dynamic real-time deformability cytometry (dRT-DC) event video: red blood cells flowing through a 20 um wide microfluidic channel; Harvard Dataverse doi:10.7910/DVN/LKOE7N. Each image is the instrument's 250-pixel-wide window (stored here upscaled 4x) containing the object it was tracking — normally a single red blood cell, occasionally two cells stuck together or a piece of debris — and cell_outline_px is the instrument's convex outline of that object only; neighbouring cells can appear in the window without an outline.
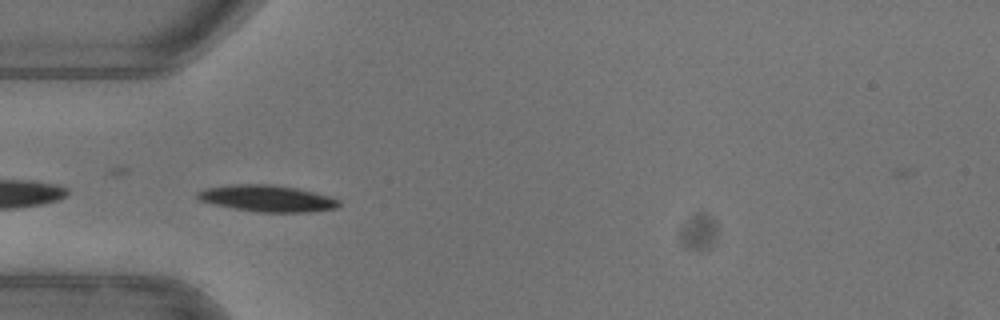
{"species": "common noctule bat (a hibernating species)", "species_latin": "Nyctalus noctula", "temperature_condition": "warm", "stored_images_in_passage": 3, "camera_frame_rate_fps": 3000, "um_per_image_px": 0.085, "animal": {"sex": "female"}, "frame": {"image": 1, "passage_image": 1, "time_ms": 0.0, "image_size_px": [1000, 320], "cell_outline_px": [[340, 204], [336, 208], [308, 212], [256, 212], [232, 208], [212, 204], [200, 200], [196, 196], [196, 192], [208, 188], [236, 184], [268, 184], [296, 188], [332, 196], [340, 200]], "centroid_in_image_um": [22.73, 16.87], "position_along_channel_um": 62.3, "area_um2": 21.85}}